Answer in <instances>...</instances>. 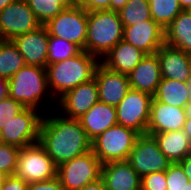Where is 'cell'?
Returning a JSON list of instances; mask_svg holds the SVG:
<instances>
[{
    "label": "cell",
    "instance_id": "3",
    "mask_svg": "<svg viewBox=\"0 0 191 190\" xmlns=\"http://www.w3.org/2000/svg\"><path fill=\"white\" fill-rule=\"evenodd\" d=\"M123 40V24L118 12L97 10L88 12L85 51L100 60Z\"/></svg>",
    "mask_w": 191,
    "mask_h": 190
},
{
    "label": "cell",
    "instance_id": "25",
    "mask_svg": "<svg viewBox=\"0 0 191 190\" xmlns=\"http://www.w3.org/2000/svg\"><path fill=\"white\" fill-rule=\"evenodd\" d=\"M153 98L168 105L185 108L190 102L188 82L162 78Z\"/></svg>",
    "mask_w": 191,
    "mask_h": 190
},
{
    "label": "cell",
    "instance_id": "40",
    "mask_svg": "<svg viewBox=\"0 0 191 190\" xmlns=\"http://www.w3.org/2000/svg\"><path fill=\"white\" fill-rule=\"evenodd\" d=\"M127 2H128V0H111L110 10L119 12Z\"/></svg>",
    "mask_w": 191,
    "mask_h": 190
},
{
    "label": "cell",
    "instance_id": "21",
    "mask_svg": "<svg viewBox=\"0 0 191 190\" xmlns=\"http://www.w3.org/2000/svg\"><path fill=\"white\" fill-rule=\"evenodd\" d=\"M78 120L88 138L93 141L105 130L117 125L116 108L98 101Z\"/></svg>",
    "mask_w": 191,
    "mask_h": 190
},
{
    "label": "cell",
    "instance_id": "12",
    "mask_svg": "<svg viewBox=\"0 0 191 190\" xmlns=\"http://www.w3.org/2000/svg\"><path fill=\"white\" fill-rule=\"evenodd\" d=\"M41 25L27 1L18 0L0 12V39L12 40L20 34L36 30Z\"/></svg>",
    "mask_w": 191,
    "mask_h": 190
},
{
    "label": "cell",
    "instance_id": "41",
    "mask_svg": "<svg viewBox=\"0 0 191 190\" xmlns=\"http://www.w3.org/2000/svg\"><path fill=\"white\" fill-rule=\"evenodd\" d=\"M8 96V80L0 78V100Z\"/></svg>",
    "mask_w": 191,
    "mask_h": 190
},
{
    "label": "cell",
    "instance_id": "39",
    "mask_svg": "<svg viewBox=\"0 0 191 190\" xmlns=\"http://www.w3.org/2000/svg\"><path fill=\"white\" fill-rule=\"evenodd\" d=\"M184 173L188 176V178L191 180V155L187 156L186 158L182 159L178 162Z\"/></svg>",
    "mask_w": 191,
    "mask_h": 190
},
{
    "label": "cell",
    "instance_id": "24",
    "mask_svg": "<svg viewBox=\"0 0 191 190\" xmlns=\"http://www.w3.org/2000/svg\"><path fill=\"white\" fill-rule=\"evenodd\" d=\"M165 44L191 55V11L182 10L164 29Z\"/></svg>",
    "mask_w": 191,
    "mask_h": 190
},
{
    "label": "cell",
    "instance_id": "18",
    "mask_svg": "<svg viewBox=\"0 0 191 190\" xmlns=\"http://www.w3.org/2000/svg\"><path fill=\"white\" fill-rule=\"evenodd\" d=\"M155 54L160 63L162 78L189 82L191 79V55L165 43Z\"/></svg>",
    "mask_w": 191,
    "mask_h": 190
},
{
    "label": "cell",
    "instance_id": "6",
    "mask_svg": "<svg viewBox=\"0 0 191 190\" xmlns=\"http://www.w3.org/2000/svg\"><path fill=\"white\" fill-rule=\"evenodd\" d=\"M37 109L25 108L17 116L5 118L1 125L4 143L23 148L39 141L43 115Z\"/></svg>",
    "mask_w": 191,
    "mask_h": 190
},
{
    "label": "cell",
    "instance_id": "20",
    "mask_svg": "<svg viewBox=\"0 0 191 190\" xmlns=\"http://www.w3.org/2000/svg\"><path fill=\"white\" fill-rule=\"evenodd\" d=\"M127 75L130 89L143 91L153 96L162 79L160 63L157 55H145Z\"/></svg>",
    "mask_w": 191,
    "mask_h": 190
},
{
    "label": "cell",
    "instance_id": "31",
    "mask_svg": "<svg viewBox=\"0 0 191 190\" xmlns=\"http://www.w3.org/2000/svg\"><path fill=\"white\" fill-rule=\"evenodd\" d=\"M20 150L21 148L11 144H0V172L8 176L14 175Z\"/></svg>",
    "mask_w": 191,
    "mask_h": 190
},
{
    "label": "cell",
    "instance_id": "8",
    "mask_svg": "<svg viewBox=\"0 0 191 190\" xmlns=\"http://www.w3.org/2000/svg\"><path fill=\"white\" fill-rule=\"evenodd\" d=\"M14 175L27 183L47 181L57 176V166L39 144L21 148Z\"/></svg>",
    "mask_w": 191,
    "mask_h": 190
},
{
    "label": "cell",
    "instance_id": "30",
    "mask_svg": "<svg viewBox=\"0 0 191 190\" xmlns=\"http://www.w3.org/2000/svg\"><path fill=\"white\" fill-rule=\"evenodd\" d=\"M82 49L65 39L49 36L47 65L69 59L79 54Z\"/></svg>",
    "mask_w": 191,
    "mask_h": 190
},
{
    "label": "cell",
    "instance_id": "10",
    "mask_svg": "<svg viewBox=\"0 0 191 190\" xmlns=\"http://www.w3.org/2000/svg\"><path fill=\"white\" fill-rule=\"evenodd\" d=\"M152 99L153 96L149 93L130 89L115 107L117 124L130 128L140 135L147 134Z\"/></svg>",
    "mask_w": 191,
    "mask_h": 190
},
{
    "label": "cell",
    "instance_id": "7",
    "mask_svg": "<svg viewBox=\"0 0 191 190\" xmlns=\"http://www.w3.org/2000/svg\"><path fill=\"white\" fill-rule=\"evenodd\" d=\"M102 163L89 151L57 167V177L64 190H79L101 178Z\"/></svg>",
    "mask_w": 191,
    "mask_h": 190
},
{
    "label": "cell",
    "instance_id": "45",
    "mask_svg": "<svg viewBox=\"0 0 191 190\" xmlns=\"http://www.w3.org/2000/svg\"><path fill=\"white\" fill-rule=\"evenodd\" d=\"M186 118H191V101L185 106Z\"/></svg>",
    "mask_w": 191,
    "mask_h": 190
},
{
    "label": "cell",
    "instance_id": "32",
    "mask_svg": "<svg viewBox=\"0 0 191 190\" xmlns=\"http://www.w3.org/2000/svg\"><path fill=\"white\" fill-rule=\"evenodd\" d=\"M190 179L178 162L171 163L166 170L167 190H183Z\"/></svg>",
    "mask_w": 191,
    "mask_h": 190
},
{
    "label": "cell",
    "instance_id": "47",
    "mask_svg": "<svg viewBox=\"0 0 191 190\" xmlns=\"http://www.w3.org/2000/svg\"><path fill=\"white\" fill-rule=\"evenodd\" d=\"M3 111H2V99L0 100V127L3 123L4 117H3Z\"/></svg>",
    "mask_w": 191,
    "mask_h": 190
},
{
    "label": "cell",
    "instance_id": "43",
    "mask_svg": "<svg viewBox=\"0 0 191 190\" xmlns=\"http://www.w3.org/2000/svg\"><path fill=\"white\" fill-rule=\"evenodd\" d=\"M178 1L183 10L191 9V0H178Z\"/></svg>",
    "mask_w": 191,
    "mask_h": 190
},
{
    "label": "cell",
    "instance_id": "48",
    "mask_svg": "<svg viewBox=\"0 0 191 190\" xmlns=\"http://www.w3.org/2000/svg\"><path fill=\"white\" fill-rule=\"evenodd\" d=\"M183 190H191V180H190L189 183L184 187Z\"/></svg>",
    "mask_w": 191,
    "mask_h": 190
},
{
    "label": "cell",
    "instance_id": "34",
    "mask_svg": "<svg viewBox=\"0 0 191 190\" xmlns=\"http://www.w3.org/2000/svg\"><path fill=\"white\" fill-rule=\"evenodd\" d=\"M25 108V106L12 99L10 96H7L2 99V115L4 119L17 116Z\"/></svg>",
    "mask_w": 191,
    "mask_h": 190
},
{
    "label": "cell",
    "instance_id": "27",
    "mask_svg": "<svg viewBox=\"0 0 191 190\" xmlns=\"http://www.w3.org/2000/svg\"><path fill=\"white\" fill-rule=\"evenodd\" d=\"M36 19L42 24H46L50 19L65 8L74 5V0H26Z\"/></svg>",
    "mask_w": 191,
    "mask_h": 190
},
{
    "label": "cell",
    "instance_id": "49",
    "mask_svg": "<svg viewBox=\"0 0 191 190\" xmlns=\"http://www.w3.org/2000/svg\"><path fill=\"white\" fill-rule=\"evenodd\" d=\"M188 85H189V99L191 101V79L189 80Z\"/></svg>",
    "mask_w": 191,
    "mask_h": 190
},
{
    "label": "cell",
    "instance_id": "1",
    "mask_svg": "<svg viewBox=\"0 0 191 190\" xmlns=\"http://www.w3.org/2000/svg\"><path fill=\"white\" fill-rule=\"evenodd\" d=\"M38 143L58 167L92 150V141L78 119L44 116Z\"/></svg>",
    "mask_w": 191,
    "mask_h": 190
},
{
    "label": "cell",
    "instance_id": "50",
    "mask_svg": "<svg viewBox=\"0 0 191 190\" xmlns=\"http://www.w3.org/2000/svg\"><path fill=\"white\" fill-rule=\"evenodd\" d=\"M4 141H3V138H2V132H1V127H0V144H3Z\"/></svg>",
    "mask_w": 191,
    "mask_h": 190
},
{
    "label": "cell",
    "instance_id": "13",
    "mask_svg": "<svg viewBox=\"0 0 191 190\" xmlns=\"http://www.w3.org/2000/svg\"><path fill=\"white\" fill-rule=\"evenodd\" d=\"M98 101V86L93 78L64 93L58 98L57 105L65 113L62 116L79 119Z\"/></svg>",
    "mask_w": 191,
    "mask_h": 190
},
{
    "label": "cell",
    "instance_id": "4",
    "mask_svg": "<svg viewBox=\"0 0 191 190\" xmlns=\"http://www.w3.org/2000/svg\"><path fill=\"white\" fill-rule=\"evenodd\" d=\"M47 91L50 92L44 67L26 65L8 80V96L26 108L38 110Z\"/></svg>",
    "mask_w": 191,
    "mask_h": 190
},
{
    "label": "cell",
    "instance_id": "15",
    "mask_svg": "<svg viewBox=\"0 0 191 190\" xmlns=\"http://www.w3.org/2000/svg\"><path fill=\"white\" fill-rule=\"evenodd\" d=\"M12 41L23 55L26 65L46 68L49 32L45 25H41L31 32L20 34Z\"/></svg>",
    "mask_w": 191,
    "mask_h": 190
},
{
    "label": "cell",
    "instance_id": "9",
    "mask_svg": "<svg viewBox=\"0 0 191 190\" xmlns=\"http://www.w3.org/2000/svg\"><path fill=\"white\" fill-rule=\"evenodd\" d=\"M88 12L73 5L65 8L44 24L49 36L65 39L85 51Z\"/></svg>",
    "mask_w": 191,
    "mask_h": 190
},
{
    "label": "cell",
    "instance_id": "29",
    "mask_svg": "<svg viewBox=\"0 0 191 190\" xmlns=\"http://www.w3.org/2000/svg\"><path fill=\"white\" fill-rule=\"evenodd\" d=\"M123 26H133L146 20H151L149 0H128L118 12Z\"/></svg>",
    "mask_w": 191,
    "mask_h": 190
},
{
    "label": "cell",
    "instance_id": "37",
    "mask_svg": "<svg viewBox=\"0 0 191 190\" xmlns=\"http://www.w3.org/2000/svg\"><path fill=\"white\" fill-rule=\"evenodd\" d=\"M28 183L16 177L15 175L8 176L4 182L3 190H26Z\"/></svg>",
    "mask_w": 191,
    "mask_h": 190
},
{
    "label": "cell",
    "instance_id": "44",
    "mask_svg": "<svg viewBox=\"0 0 191 190\" xmlns=\"http://www.w3.org/2000/svg\"><path fill=\"white\" fill-rule=\"evenodd\" d=\"M18 0H0V12L9 4L14 3Z\"/></svg>",
    "mask_w": 191,
    "mask_h": 190
},
{
    "label": "cell",
    "instance_id": "28",
    "mask_svg": "<svg viewBox=\"0 0 191 190\" xmlns=\"http://www.w3.org/2000/svg\"><path fill=\"white\" fill-rule=\"evenodd\" d=\"M152 19L166 28L183 10L178 0H149Z\"/></svg>",
    "mask_w": 191,
    "mask_h": 190
},
{
    "label": "cell",
    "instance_id": "22",
    "mask_svg": "<svg viewBox=\"0 0 191 190\" xmlns=\"http://www.w3.org/2000/svg\"><path fill=\"white\" fill-rule=\"evenodd\" d=\"M145 55L137 47L121 40L101 58L103 61L100 63L111 71L129 74Z\"/></svg>",
    "mask_w": 191,
    "mask_h": 190
},
{
    "label": "cell",
    "instance_id": "17",
    "mask_svg": "<svg viewBox=\"0 0 191 190\" xmlns=\"http://www.w3.org/2000/svg\"><path fill=\"white\" fill-rule=\"evenodd\" d=\"M186 119L185 108L168 105L153 98L147 134L152 136L156 133L183 130Z\"/></svg>",
    "mask_w": 191,
    "mask_h": 190
},
{
    "label": "cell",
    "instance_id": "38",
    "mask_svg": "<svg viewBox=\"0 0 191 190\" xmlns=\"http://www.w3.org/2000/svg\"><path fill=\"white\" fill-rule=\"evenodd\" d=\"M79 190H107L103 180L100 178L95 182L89 183Z\"/></svg>",
    "mask_w": 191,
    "mask_h": 190
},
{
    "label": "cell",
    "instance_id": "16",
    "mask_svg": "<svg viewBox=\"0 0 191 190\" xmlns=\"http://www.w3.org/2000/svg\"><path fill=\"white\" fill-rule=\"evenodd\" d=\"M94 78L99 101L108 105L116 107L130 90L127 74L111 71L101 63L96 68Z\"/></svg>",
    "mask_w": 191,
    "mask_h": 190
},
{
    "label": "cell",
    "instance_id": "46",
    "mask_svg": "<svg viewBox=\"0 0 191 190\" xmlns=\"http://www.w3.org/2000/svg\"><path fill=\"white\" fill-rule=\"evenodd\" d=\"M7 177H8L7 174H5L4 172H0V186L4 185V182H5Z\"/></svg>",
    "mask_w": 191,
    "mask_h": 190
},
{
    "label": "cell",
    "instance_id": "35",
    "mask_svg": "<svg viewBox=\"0 0 191 190\" xmlns=\"http://www.w3.org/2000/svg\"><path fill=\"white\" fill-rule=\"evenodd\" d=\"M111 0H74V5L81 7L87 12L97 10H110Z\"/></svg>",
    "mask_w": 191,
    "mask_h": 190
},
{
    "label": "cell",
    "instance_id": "26",
    "mask_svg": "<svg viewBox=\"0 0 191 190\" xmlns=\"http://www.w3.org/2000/svg\"><path fill=\"white\" fill-rule=\"evenodd\" d=\"M24 66L25 59L13 41L0 39V78L9 80Z\"/></svg>",
    "mask_w": 191,
    "mask_h": 190
},
{
    "label": "cell",
    "instance_id": "14",
    "mask_svg": "<svg viewBox=\"0 0 191 190\" xmlns=\"http://www.w3.org/2000/svg\"><path fill=\"white\" fill-rule=\"evenodd\" d=\"M123 40L146 55L155 54L165 43L164 28L153 19L136 22L133 26H123Z\"/></svg>",
    "mask_w": 191,
    "mask_h": 190
},
{
    "label": "cell",
    "instance_id": "42",
    "mask_svg": "<svg viewBox=\"0 0 191 190\" xmlns=\"http://www.w3.org/2000/svg\"><path fill=\"white\" fill-rule=\"evenodd\" d=\"M183 131L188 136V139L191 143V118L186 119L184 123Z\"/></svg>",
    "mask_w": 191,
    "mask_h": 190
},
{
    "label": "cell",
    "instance_id": "36",
    "mask_svg": "<svg viewBox=\"0 0 191 190\" xmlns=\"http://www.w3.org/2000/svg\"><path fill=\"white\" fill-rule=\"evenodd\" d=\"M26 190H64V187L56 176L47 181L28 183Z\"/></svg>",
    "mask_w": 191,
    "mask_h": 190
},
{
    "label": "cell",
    "instance_id": "11",
    "mask_svg": "<svg viewBox=\"0 0 191 190\" xmlns=\"http://www.w3.org/2000/svg\"><path fill=\"white\" fill-rule=\"evenodd\" d=\"M140 177L166 171L172 163L159 149L155 138L148 134L140 135L127 160Z\"/></svg>",
    "mask_w": 191,
    "mask_h": 190
},
{
    "label": "cell",
    "instance_id": "5",
    "mask_svg": "<svg viewBox=\"0 0 191 190\" xmlns=\"http://www.w3.org/2000/svg\"><path fill=\"white\" fill-rule=\"evenodd\" d=\"M140 134L122 125H115L92 141V151L102 164L128 160Z\"/></svg>",
    "mask_w": 191,
    "mask_h": 190
},
{
    "label": "cell",
    "instance_id": "33",
    "mask_svg": "<svg viewBox=\"0 0 191 190\" xmlns=\"http://www.w3.org/2000/svg\"><path fill=\"white\" fill-rule=\"evenodd\" d=\"M141 190H167L166 171L153 172L142 176Z\"/></svg>",
    "mask_w": 191,
    "mask_h": 190
},
{
    "label": "cell",
    "instance_id": "2",
    "mask_svg": "<svg viewBox=\"0 0 191 190\" xmlns=\"http://www.w3.org/2000/svg\"><path fill=\"white\" fill-rule=\"evenodd\" d=\"M99 58L82 50L72 58L46 66L48 88L61 97L67 91L94 78Z\"/></svg>",
    "mask_w": 191,
    "mask_h": 190
},
{
    "label": "cell",
    "instance_id": "23",
    "mask_svg": "<svg viewBox=\"0 0 191 190\" xmlns=\"http://www.w3.org/2000/svg\"><path fill=\"white\" fill-rule=\"evenodd\" d=\"M160 151L172 162H179L191 155V143L183 130L156 133L152 135Z\"/></svg>",
    "mask_w": 191,
    "mask_h": 190
},
{
    "label": "cell",
    "instance_id": "19",
    "mask_svg": "<svg viewBox=\"0 0 191 190\" xmlns=\"http://www.w3.org/2000/svg\"><path fill=\"white\" fill-rule=\"evenodd\" d=\"M101 179L107 190H141V177L127 160L102 164Z\"/></svg>",
    "mask_w": 191,
    "mask_h": 190
}]
</instances>
